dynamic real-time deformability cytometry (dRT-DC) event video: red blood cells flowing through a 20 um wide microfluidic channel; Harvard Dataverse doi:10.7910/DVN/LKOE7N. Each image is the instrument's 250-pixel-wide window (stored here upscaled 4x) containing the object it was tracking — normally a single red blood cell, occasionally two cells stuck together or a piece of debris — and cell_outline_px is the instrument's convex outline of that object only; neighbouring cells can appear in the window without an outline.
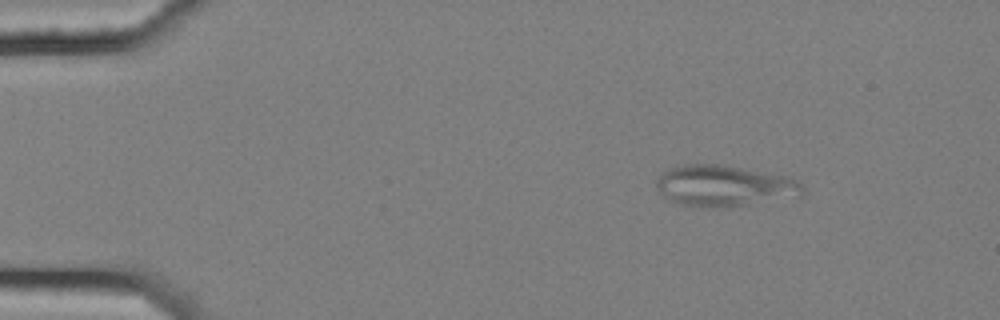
{"species": "common noctule bat (a hibernating species)", "species_latin": "Nyctalus noctula", "temperature_condition": "cold", "stored_images_in_passage": 3, "camera_frame_rate_fps": 3000, "um_per_image_px": 0.085, "animal": {"sex": "female", "body_mass_g": 25.1}, "frame": {"image": 1, "passage_image": 1, "time_ms": 0.0, "image_size_px": [1000, 320], "cell_outline_px": [[804, 188], [800, 196], [748, 204], [680, 204], [672, 200], [660, 192], [656, 188], [656, 180], [660, 172], [676, 164], [720, 164], [792, 176]], "centroid_in_image_um": [61.57, 15.72], "position_along_channel_um": 23.4, "area_um2": 34.22}}